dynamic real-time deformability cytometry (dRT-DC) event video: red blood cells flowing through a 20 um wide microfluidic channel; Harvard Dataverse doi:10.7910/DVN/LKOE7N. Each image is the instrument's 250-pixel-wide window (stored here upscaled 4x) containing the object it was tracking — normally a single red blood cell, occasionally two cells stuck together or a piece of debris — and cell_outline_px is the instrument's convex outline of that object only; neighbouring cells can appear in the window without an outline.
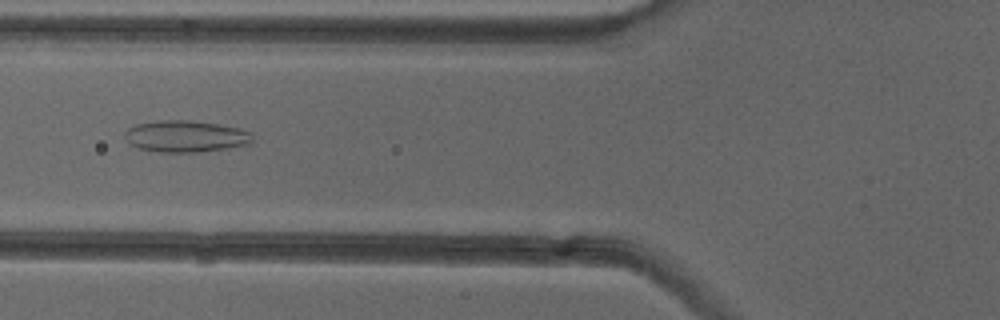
{"species": "common noctule bat (a hibernating species)", "species_latin": "Nyctalus noctula", "temperature_condition": "cold", "stored_images_in_passage": 44, "camera_frame_rate_fps": 3000, "um_per_image_px": 0.085, "animal": {"sex": "female"}, "frame": {"image": 1, "passage_image": 13, "time_ms": 4.0, "image_size_px": [1000, 320], "cell_outline_px": [[252, 140], [248, 144], [228, 148], [200, 152], [156, 152], [136, 148], [128, 144], [124, 136], [124, 132], [128, 128], [136, 124], [160, 120], [188, 120], [216, 124], [240, 128], [252, 132]], "centroid_in_image_um": [15.73, 11.59], "position_along_channel_um": 110.1, "area_um2": 23.76}}
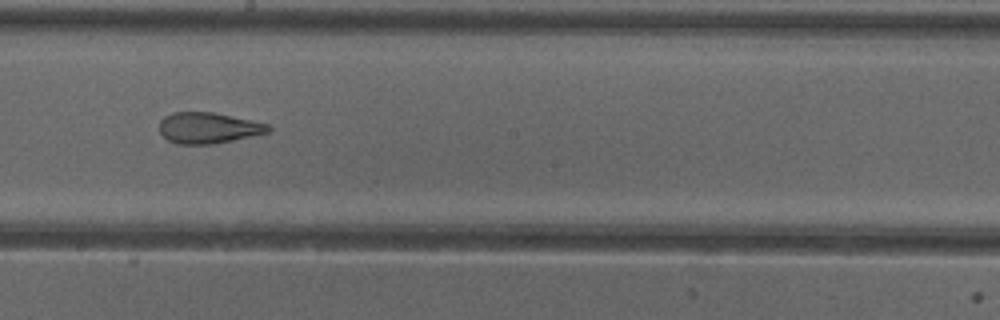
{"frame": {"image": 2, "passage_image": 22, "time_ms": 7.0, "image_size_px": [1000, 320], "cell_outline_px": [[272, 128], [268, 132], [252, 136], [212, 144], [176, 144], [168, 140], [160, 132], [160, 120], [164, 116], [172, 112], [212, 112], [252, 120], [268, 124]], "centroid_in_image_um": [17.69, 10.87], "position_along_channel_um": 230.5, "area_um2": 19.59}}
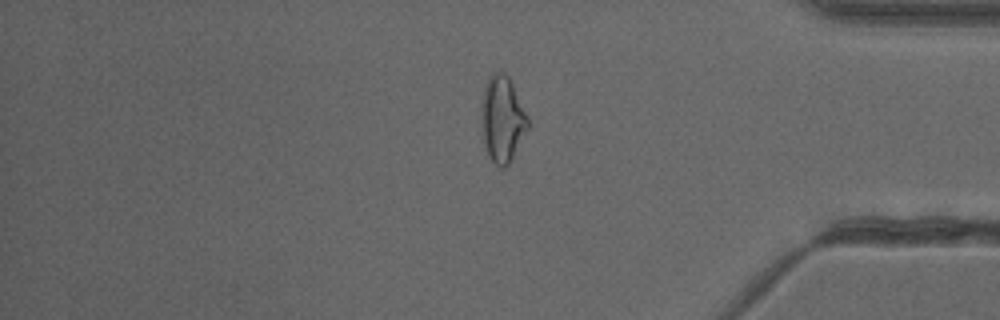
{"frame": {"image": 3, "passage_image": 36, "time_ms": 11.667, "image_size_px": [1000, 320], "cell_outline_px": [[528, 128], [508, 164], [504, 168], [500, 168], [488, 156], [484, 144], [480, 120], [480, 116], [484, 88], [488, 76], [492, 72], [504, 72], [508, 76], [528, 116]], "centroid_in_image_um": [42.67, 10.11], "position_along_channel_um": 392.5, "area_um2": 23.24}, "authors_computed_cell_mechanics": {"area_um2": 23.2356, "velocity_mm_per_s": 3.9862, "shape_relaxation_time_tau1_ms": null, "shape_relaxation_time_tau2_ms": 1.7447, "deformation_change_tau1": null, "deformation_change_tau2": 0.0935}}